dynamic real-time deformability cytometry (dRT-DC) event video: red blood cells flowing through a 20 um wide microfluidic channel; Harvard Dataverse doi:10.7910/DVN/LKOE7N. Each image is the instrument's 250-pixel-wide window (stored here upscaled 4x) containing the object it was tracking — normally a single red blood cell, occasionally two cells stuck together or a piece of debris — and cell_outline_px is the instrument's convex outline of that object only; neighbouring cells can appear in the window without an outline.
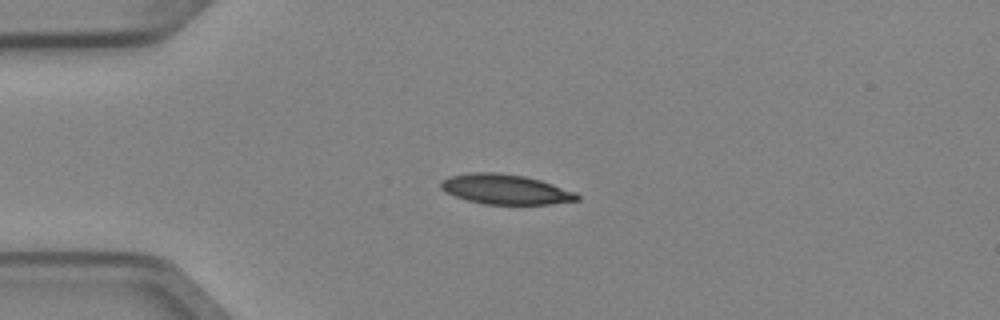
{"species": "Egyptian fruit bat (a non-hibernating species)", "species_latin": "Rousettus aegyptiacus", "temperature_condition": "cold", "stored_images_in_passage": 3, "camera_frame_rate_fps": 3000, "um_per_image_px": 0.085, "animal": {"sex": "female"}, "frame": {"image": 1, "passage_image": 2, "time_ms": 0.333, "image_size_px": [1000, 320], "cell_outline_px": [[580, 200], [552, 204], [484, 204], [468, 200], [456, 196], [440, 188], [440, 180], [448, 176], [468, 172], [496, 172], [524, 176], [540, 180], [576, 192], [580, 196]], "centroid_in_image_um": [42.96, 16.08], "position_along_channel_um": 42.0, "area_um2": 23.81}}